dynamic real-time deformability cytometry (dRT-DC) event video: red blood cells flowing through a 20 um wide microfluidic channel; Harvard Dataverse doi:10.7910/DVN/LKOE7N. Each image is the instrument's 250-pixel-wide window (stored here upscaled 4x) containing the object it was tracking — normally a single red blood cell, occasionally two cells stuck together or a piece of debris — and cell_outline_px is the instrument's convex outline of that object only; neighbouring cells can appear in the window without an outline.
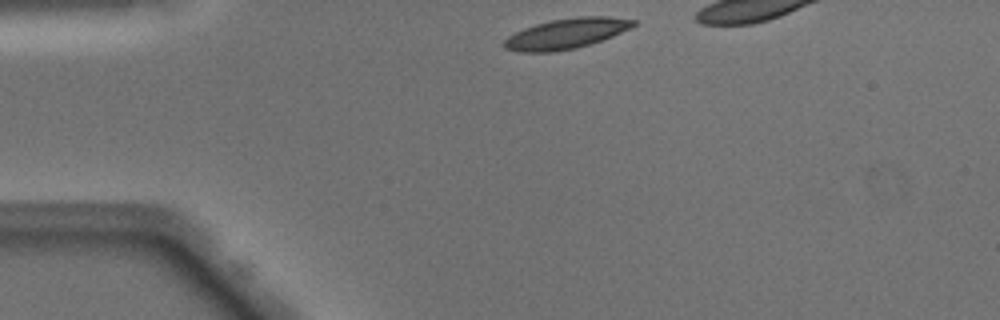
{"species": "Egyptian fruit bat (a non-hibernating species)", "species_latin": "Rousettus aegyptiacus", "temperature_condition": "warm", "stored_images_in_passage": 31, "camera_frame_rate_fps": 3000, "um_per_image_px": 0.085, "animal": {"sex": "male"}, "frame": {"image": 1, "passage_image": 1, "time_ms": 0.0, "image_size_px": [1000, 320], "cell_outline_px": [[636, 24], [612, 36], [592, 44], [576, 48], [556, 52], [516, 52], [504, 48], [500, 44], [508, 36], [524, 28], [536, 24], [552, 20], [576, 16], [608, 16], [636, 20]], "centroid_in_image_um": [48.08, 2.87], "position_along_channel_um": 36.9, "area_um2": 22.95}}
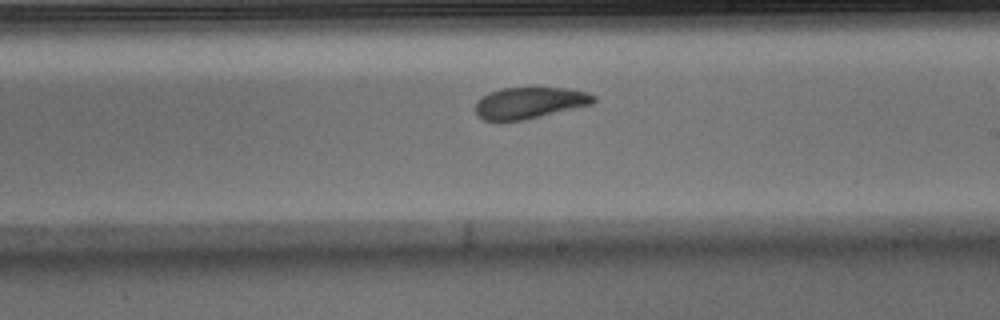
{"frame": {"image": 2, "passage_image": 19, "time_ms": 6.0, "image_size_px": [1000, 320], "cell_outline_px": [[596, 100], [592, 104], [524, 120], [484, 120], [476, 116], [476, 104], [488, 92], [504, 88], [568, 88], [584, 92], [596, 96]], "centroid_in_image_um": [45.02, 8.74], "position_along_channel_um": 244.0, "area_um2": 21.33}}
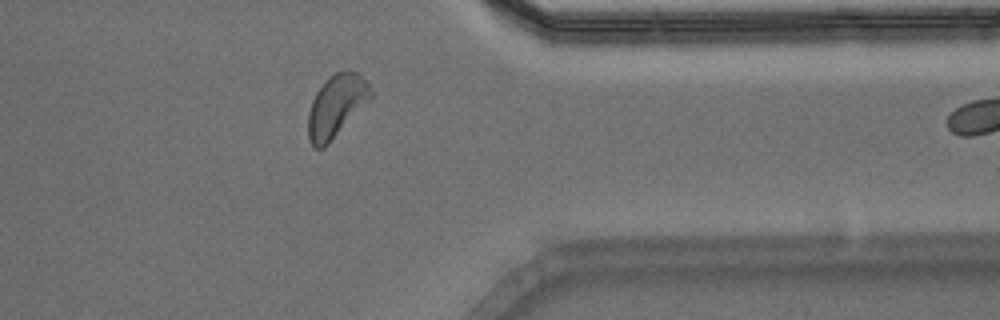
{"frame": {"image": 3, "passage_image": 30, "time_ms": 9.667, "image_size_px": [1000, 320], "cell_outline_px": [[376, 96], [324, 148], [316, 148], [312, 144], [308, 136], [308, 112], [312, 100], [316, 92], [336, 72], [348, 68], [356, 72], [368, 80]], "centroid_in_image_um": [28.67, 8.98], "position_along_channel_um": 382.7, "area_um2": 23.18}}